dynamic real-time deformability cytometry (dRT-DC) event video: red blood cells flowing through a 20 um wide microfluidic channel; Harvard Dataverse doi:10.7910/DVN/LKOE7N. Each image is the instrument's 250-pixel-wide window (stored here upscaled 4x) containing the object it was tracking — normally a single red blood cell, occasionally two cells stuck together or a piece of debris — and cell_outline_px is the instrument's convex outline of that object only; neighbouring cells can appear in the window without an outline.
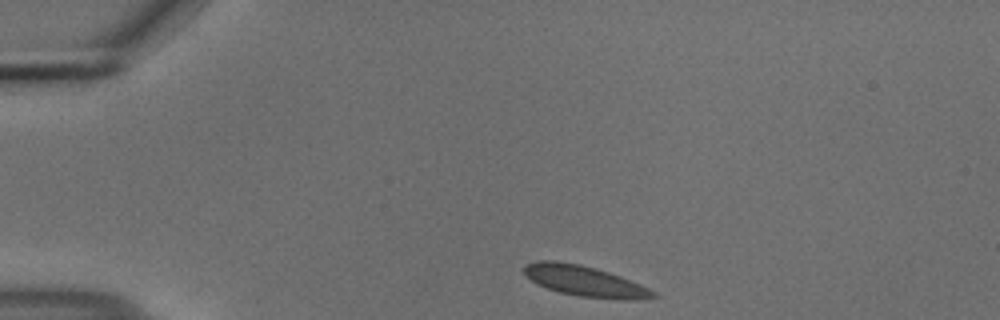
{"species": "common noctule bat (a hibernating species)", "species_latin": "Nyctalus noctula", "temperature_condition": "cold", "stored_images_in_passage": 45, "camera_frame_rate_fps": 3000, "um_per_image_px": 0.085, "animal": {"sex": "male", "body_mass_g": 18.8}, "frame": {"image": 1, "passage_image": 1, "time_ms": 0.0, "image_size_px": [1000, 320], "cell_outline_px": [[660, 296], [636, 300], [624, 300], [580, 296], [560, 292], [536, 284], [524, 272], [524, 264], [540, 260], [556, 260], [580, 264], [596, 268], [620, 276], [640, 284], [656, 292]], "centroid_in_image_um": [49.73, 23.89], "position_along_channel_um": 35.3, "area_um2": 23.0}}
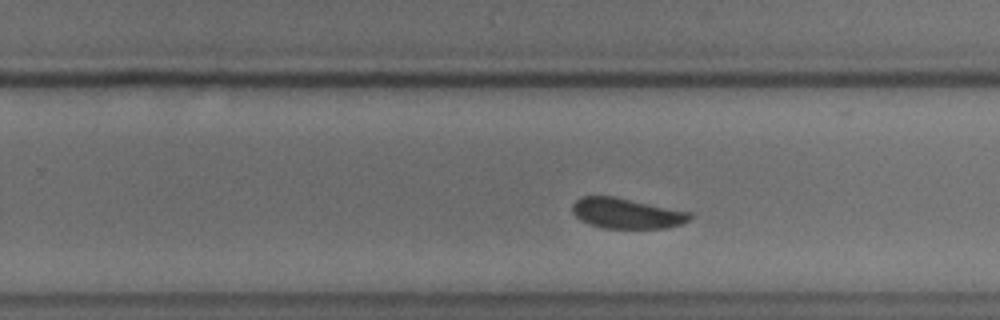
{"frame": {"image": 2, "passage_image": 25, "time_ms": 8.0, "image_size_px": [1000, 320], "cell_outline_px": [[692, 216], [684, 224], [668, 228], [604, 228], [588, 224], [580, 220], [572, 212], [572, 204], [580, 196], [612, 196], [692, 212]], "centroid_in_image_um": [53.26, 18.14], "position_along_channel_um": 276.5, "area_um2": 20.92}}
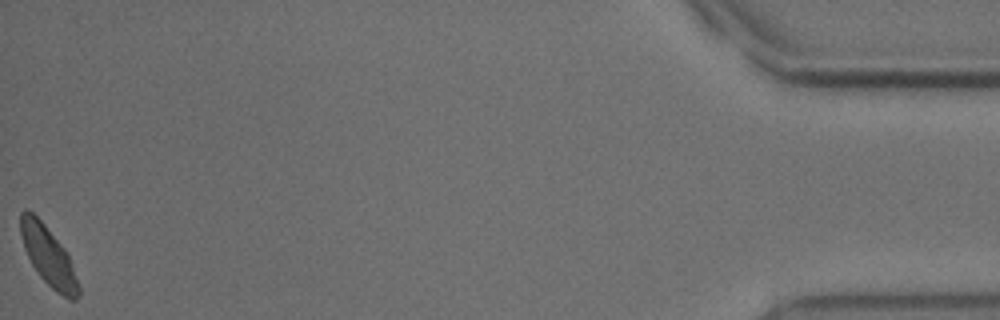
{"frame": {"image": 3, "passage_image": 45, "time_ms": 14.667, "image_size_px": [1000, 320], "cell_outline_px": [[80, 296], [76, 300], [68, 300], [56, 292], [40, 276], [32, 264], [24, 248], [20, 236], [20, 212], [24, 208], [28, 208], [44, 224], [64, 248], [68, 256], [80, 288]], "centroid_in_image_um": [4.09, 21.77], "position_along_channel_um": 431.1, "area_um2": 19.83}, "authors_computed_cell_mechanics": {"area_um2": 21.386, "velocity_mm_per_s": 3.6493, "shape_relaxation_time_tau1_ms": 2.069, "shape_relaxation_time_tau2_ms": null, "deformation_change_tau1": 0.0567, "deformation_change_tau2": null}}